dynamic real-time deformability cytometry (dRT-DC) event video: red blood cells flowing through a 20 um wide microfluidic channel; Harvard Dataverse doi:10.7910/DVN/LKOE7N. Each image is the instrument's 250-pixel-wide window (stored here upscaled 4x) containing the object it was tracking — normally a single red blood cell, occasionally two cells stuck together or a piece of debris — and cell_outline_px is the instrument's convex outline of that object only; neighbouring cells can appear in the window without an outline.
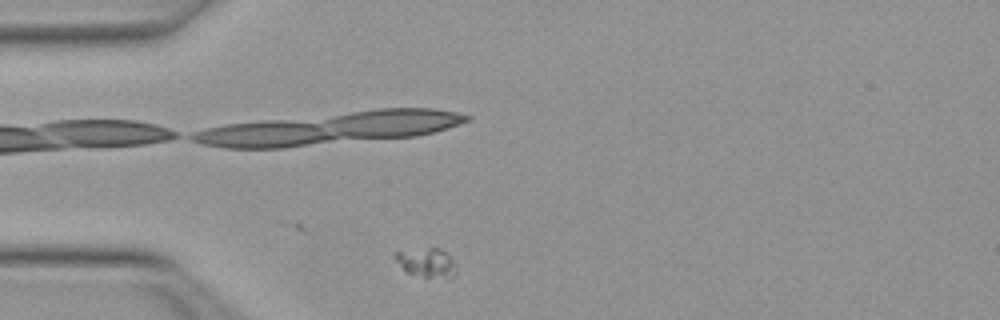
{"species": "Egyptian fruit bat (a non-hibernating species)", "species_latin": "Rousettus aegyptiacus", "temperature_condition": "warm", "stored_images_in_passage": 7, "camera_frame_rate_fps": 3000, "um_per_image_px": 0.085, "animal": {"sex": "female"}, "frame": {"image": 1, "passage_image": 1, "time_ms": 0.0, "image_size_px": [1000, 320], "cell_outline_px": [[456, 272], [448, 280], [424, 276], [404, 272], [392, 256], [396, 252], [428, 248], [440, 248], [448, 252], [456, 264]], "centroid_in_image_um": [36.29, 22.34], "position_along_channel_um": 48.7, "area_um2": 10.64}}